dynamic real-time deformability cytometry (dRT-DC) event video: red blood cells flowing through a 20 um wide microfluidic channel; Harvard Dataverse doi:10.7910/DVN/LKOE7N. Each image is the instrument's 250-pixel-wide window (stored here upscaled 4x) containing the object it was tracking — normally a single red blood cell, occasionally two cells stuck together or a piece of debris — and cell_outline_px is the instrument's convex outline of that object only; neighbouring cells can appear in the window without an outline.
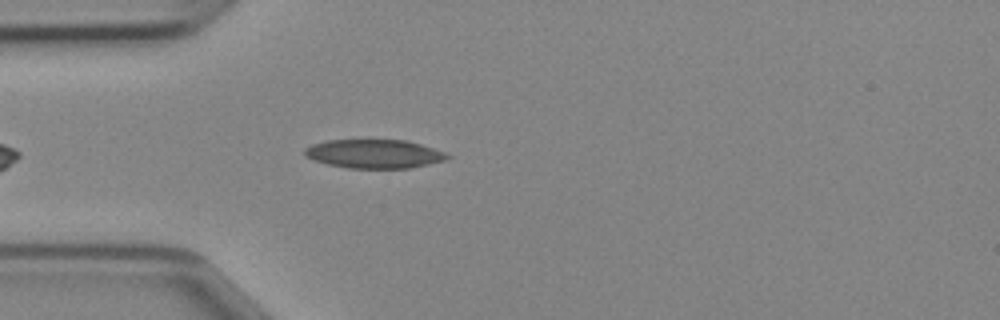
{"species": "Egyptian fruit bat (a non-hibernating species)", "species_latin": "Rousettus aegyptiacus", "temperature_condition": "cold", "stored_images_in_passage": 39, "camera_frame_rate_fps": 3000, "um_per_image_px": 0.085, "animal": {"sex": "female"}, "frame": {"image": 1, "passage_image": 6, "time_ms": 1.667, "image_size_px": [1000, 320], "cell_outline_px": [[452, 156], [444, 160], [412, 168], [348, 168], [328, 164], [312, 160], [304, 156], [304, 148], [312, 144], [328, 140], [404, 140], [420, 144], [444, 152]], "centroid_in_image_um": [31.77, 13.08], "position_along_channel_um": 53.2, "area_um2": 23.87}}
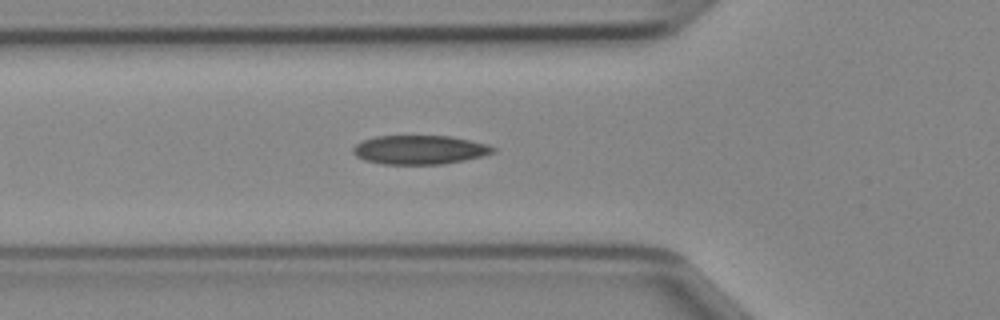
{"frame": {"image": 2, "passage_image": 9, "time_ms": 2.667, "image_size_px": [1000, 320], "cell_outline_px": [[496, 152], [464, 160], [440, 164], [384, 164], [364, 160], [356, 156], [352, 152], [352, 148], [356, 144], [364, 140], [376, 136], [452, 136], [488, 144], [496, 148]], "centroid_in_image_um": [35.67, 12.73], "position_along_channel_um": 90.1, "area_um2": 23.58}}
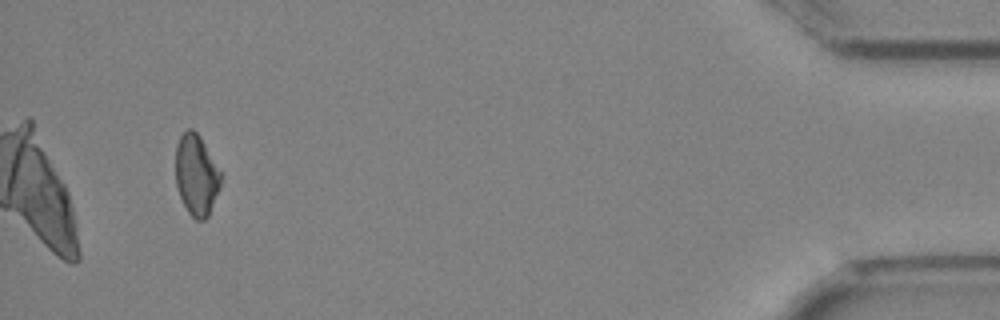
{"frame": {"image": 3, "passage_image": 37, "time_ms": 12.0, "image_size_px": [1000, 320], "cell_outline_px": [[220, 188], [208, 216], [204, 220], [196, 220], [188, 212], [180, 196], [176, 184], [176, 144], [180, 136], [188, 128], [192, 128], [200, 136], [220, 172]], "centroid_in_image_um": [16.68, 14.88], "position_along_channel_um": 418.5, "area_um2": 21.04}}